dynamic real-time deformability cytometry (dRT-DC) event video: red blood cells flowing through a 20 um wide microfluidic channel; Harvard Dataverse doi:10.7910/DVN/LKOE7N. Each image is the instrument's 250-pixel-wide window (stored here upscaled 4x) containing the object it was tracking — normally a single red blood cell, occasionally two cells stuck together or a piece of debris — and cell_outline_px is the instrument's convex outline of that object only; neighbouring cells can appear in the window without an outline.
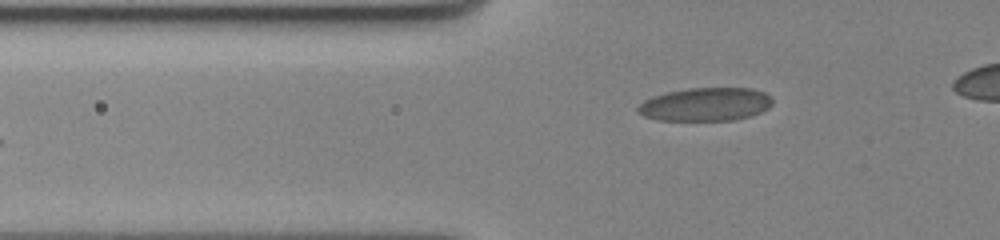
{"species": "human", "species_latin": "Homo sapiens", "temperature_condition": "cold", "stored_images_in_passage": 37, "camera_frame_rate_fps": 3000, "um_per_image_px": 0.085, "donor": {"sex": "female"}, "frame": {"image": 1, "passage_image": 5, "time_ms": 1.333, "image_size_px": [1000, 240], "cell_outline_px": [[772, 104], [768, 108], [752, 116], [732, 120], [656, 120], [644, 116], [636, 112], [636, 108], [644, 100], [652, 96], [668, 92], [688, 88], [752, 88], [764, 92], [772, 96]], "centroid_in_image_um": [59.97, 8.87], "position_along_channel_um": 65.8, "area_um2": 26.3}}
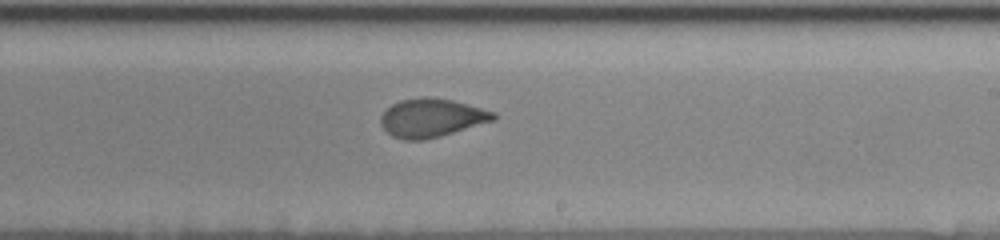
{"frame": {"image": 2, "passage_image": 22, "time_ms": 7.0, "image_size_px": [1000, 240], "cell_outline_px": [[496, 116], [492, 120], [440, 136], [424, 140], [404, 140], [392, 136], [380, 124], [380, 116], [392, 104], [400, 100], [420, 96], [428, 96], [452, 100], [496, 112]], "centroid_in_image_um": [36.63, 10.0], "position_along_channel_um": 252.4, "area_um2": 25.09}}
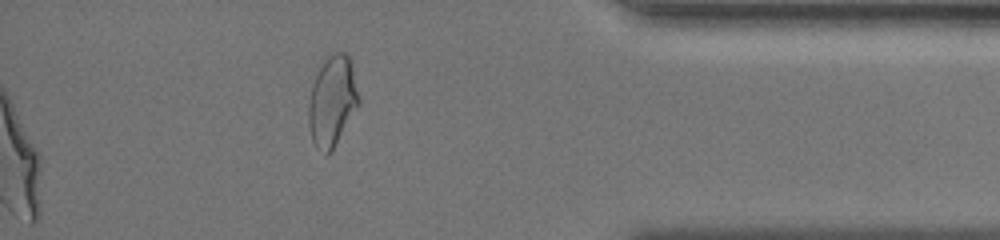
{"frame": {"image": 3, "passage_image": 37, "time_ms": 12.0, "image_size_px": [1000, 240], "cell_outline_px": [[360, 104], [332, 148], [324, 156], [316, 148], [312, 140], [308, 124], [308, 108], [312, 84], [324, 60], [332, 52], [344, 52], [348, 56], [352, 64], [360, 100]], "centroid_in_image_um": [28.24, 8.58], "position_along_channel_um": 407.0, "area_um2": 26.24}, "authors_computed_cell_mechanics": {"area_um2": 25.6054, "velocity_mm_per_s": 3.4864, "shape_relaxation_time_tau1_ms": 9.0936, "shape_relaxation_time_tau2_ms": 0.9501, "deformation_change_tau1": 0.2032, "deformation_change_tau2": 0.063}}